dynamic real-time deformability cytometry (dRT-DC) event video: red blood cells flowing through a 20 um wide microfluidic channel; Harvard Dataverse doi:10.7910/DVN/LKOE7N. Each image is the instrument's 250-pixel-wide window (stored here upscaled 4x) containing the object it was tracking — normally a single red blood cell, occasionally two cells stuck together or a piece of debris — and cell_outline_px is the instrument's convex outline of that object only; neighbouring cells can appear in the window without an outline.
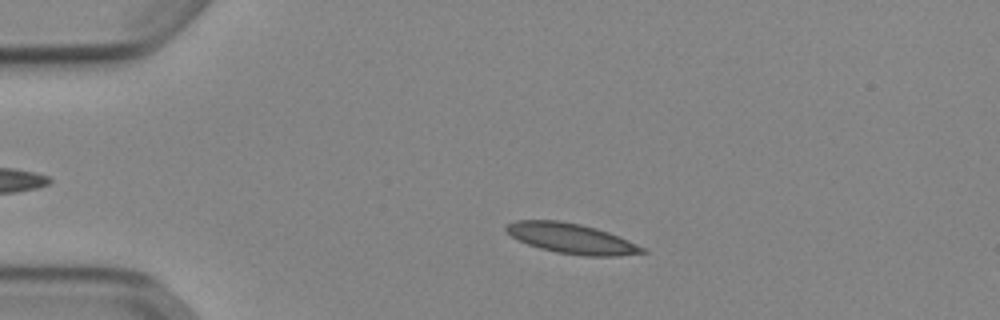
{"species": "Egyptian fruit bat (a non-hibernating species)", "species_latin": "Rousettus aegyptiacus", "temperature_condition": "cold", "stored_images_in_passage": 51, "camera_frame_rate_fps": 3000, "um_per_image_px": 0.085, "animal": {"sex": "female"}, "frame": {"image": 1, "passage_image": 10, "time_ms": 3.0, "image_size_px": [1000, 320], "cell_outline_px": [[648, 252], [616, 256], [584, 256], [556, 252], [540, 248], [528, 244], [512, 236], [504, 228], [508, 224], [516, 220], [560, 220], [580, 224], [596, 228], [608, 232], [648, 248]], "centroid_in_image_um": [48.62, 20.27], "position_along_channel_um": 36.4, "area_um2": 23.87}}
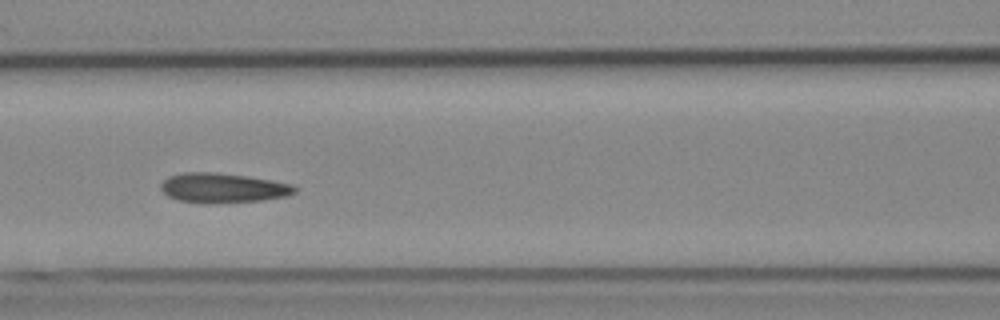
{"frame": {"image": 2, "passage_image": 22, "time_ms": 7.0, "image_size_px": [1000, 320], "cell_outline_px": [[296, 192], [288, 196], [264, 200], [208, 204], [176, 200], [168, 196], [160, 188], [160, 184], [168, 176], [184, 172], [216, 172], [248, 176], [272, 180], [292, 184], [296, 188]], "centroid_in_image_um": [18.94, 15.98], "position_along_channel_um": 147.7, "area_um2": 23.47}}
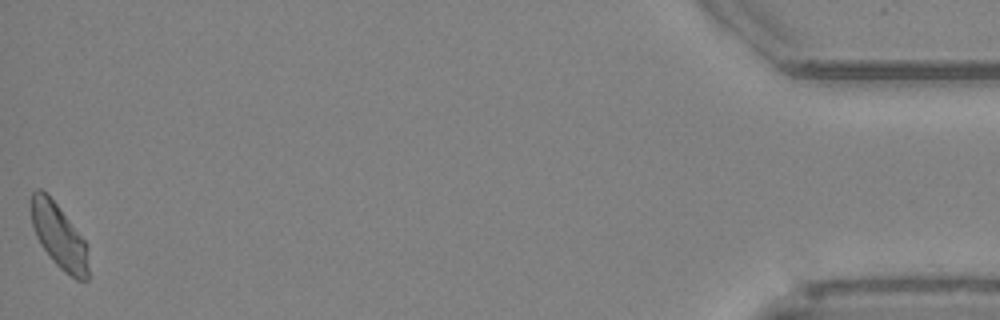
{"frame": {"image": 3, "passage_image": 51, "time_ms": 16.667, "image_size_px": [1000, 320], "cell_outline_px": [[88, 280], [76, 280], [64, 272], [52, 260], [40, 244], [36, 236], [32, 224], [28, 208], [28, 200], [32, 192], [36, 188], [40, 188], [56, 204], [84, 240], [88, 248]], "centroid_in_image_um": [4.96, 20.06], "position_along_channel_um": 430.2, "area_um2": 21.73}, "authors_computed_cell_mechanics": {"area_um2": 22.3686, "velocity_mm_per_s": 3.8558, "shape_relaxation_time_tau1_ms": null, "shape_relaxation_time_tau2_ms": 2.9296, "deformation_change_tau1": null, "deformation_change_tau2": 0.0849}}